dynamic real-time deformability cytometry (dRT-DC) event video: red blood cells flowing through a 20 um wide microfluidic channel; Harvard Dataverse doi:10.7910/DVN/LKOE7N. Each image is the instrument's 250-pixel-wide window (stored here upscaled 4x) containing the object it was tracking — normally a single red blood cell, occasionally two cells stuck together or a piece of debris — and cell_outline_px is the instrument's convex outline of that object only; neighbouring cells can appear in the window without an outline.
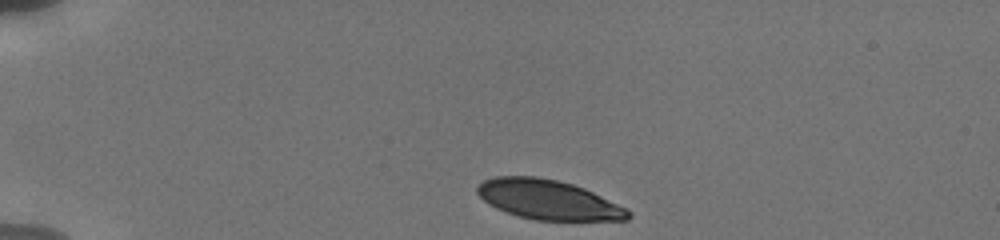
{"species": "human", "species_latin": "Homo sapiens", "temperature_condition": "cold", "stored_images_in_passage": 44, "camera_frame_rate_fps": 3000, "um_per_image_px": 0.085, "donor": {"sex": "male"}, "frame": {"image": 1, "passage_image": 1, "time_ms": 0.0, "image_size_px": [1000, 240], "cell_outline_px": [[632, 216], [628, 220], [536, 220], [520, 216], [496, 208], [488, 204], [476, 192], [476, 188], [484, 180], [496, 176], [536, 176], [556, 180], [572, 184], [584, 188], [632, 212]], "centroid_in_image_um": [46.58, 16.97], "position_along_channel_um": 38.4, "area_um2": 34.39}}
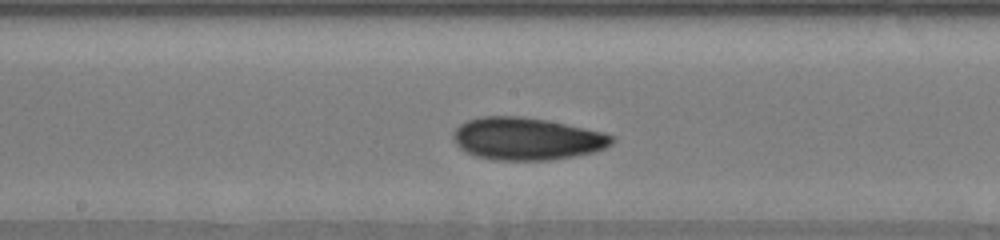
{"frame": {"image": 2, "passage_image": 24, "time_ms": 6.0, "image_size_px": [1000, 240], "cell_outline_px": [[616, 140], [612, 144], [596, 152], [576, 156], [548, 160], [496, 160], [476, 156], [460, 148], [456, 144], [452, 136], [452, 132], [460, 124], [468, 120], [480, 116], [524, 116], [548, 120], [604, 132], [616, 136]], "centroid_in_image_um": [44.81, 11.79], "position_along_channel_um": 203.4, "area_um2": 39.59}}
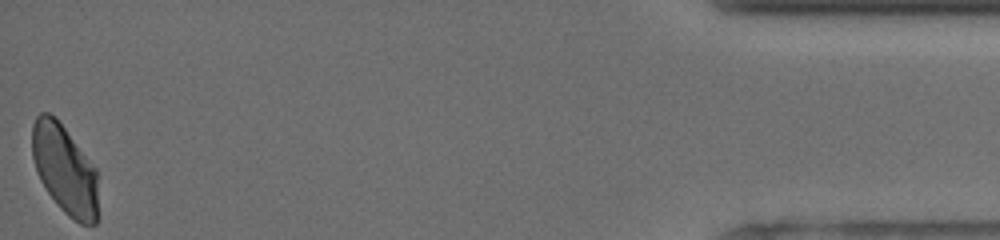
{"frame": {"image": 3, "passage_image": 44, "time_ms": 14.0, "image_size_px": [1000, 240], "cell_outline_px": [[96, 224], [80, 224], [68, 216], [60, 208], [48, 192], [40, 180], [36, 172], [32, 156], [32, 124], [36, 116], [40, 112], [48, 112], [56, 116], [96, 168]], "centroid_in_image_um": [5.46, 14.36], "position_along_channel_um": 429.7, "area_um2": 34.28}, "authors_computed_cell_mechanics": {"area_um2": 38.1191, "velocity_mm_per_s": 3.7781, "shape_relaxation_time_tau1_ms": 4.3128, "shape_relaxation_time_tau2_ms": 2.2938, "deformation_change_tau1": 0.1296, "deformation_change_tau2": 0.0603}}